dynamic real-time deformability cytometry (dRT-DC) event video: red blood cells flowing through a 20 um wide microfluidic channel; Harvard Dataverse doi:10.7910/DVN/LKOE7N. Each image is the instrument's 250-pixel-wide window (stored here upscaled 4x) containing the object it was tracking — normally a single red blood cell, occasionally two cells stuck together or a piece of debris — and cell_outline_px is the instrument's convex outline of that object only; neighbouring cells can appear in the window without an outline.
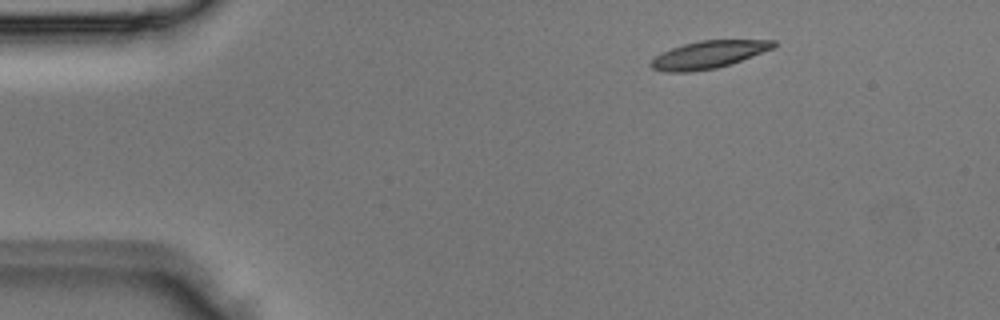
{"species": "Egyptian fruit bat (a non-hibernating species)", "species_latin": "Rousettus aegyptiacus", "temperature_condition": "room temperature", "stored_images_in_passage": 3, "camera_frame_rate_fps": 3000, "um_per_image_px": 0.085, "animal": {"sex": "male"}, "frame": {"image": 1, "passage_image": 1, "time_ms": 0.0, "image_size_px": [1000, 320], "cell_outline_px": [[776, 48], [732, 64], [716, 68], [688, 72], [664, 72], [652, 68], [648, 64], [656, 56], [672, 48], [684, 44], [700, 40], [776, 40]], "centroid_in_image_um": [60.27, 4.65], "position_along_channel_um": 24.7, "area_um2": 19.77}}